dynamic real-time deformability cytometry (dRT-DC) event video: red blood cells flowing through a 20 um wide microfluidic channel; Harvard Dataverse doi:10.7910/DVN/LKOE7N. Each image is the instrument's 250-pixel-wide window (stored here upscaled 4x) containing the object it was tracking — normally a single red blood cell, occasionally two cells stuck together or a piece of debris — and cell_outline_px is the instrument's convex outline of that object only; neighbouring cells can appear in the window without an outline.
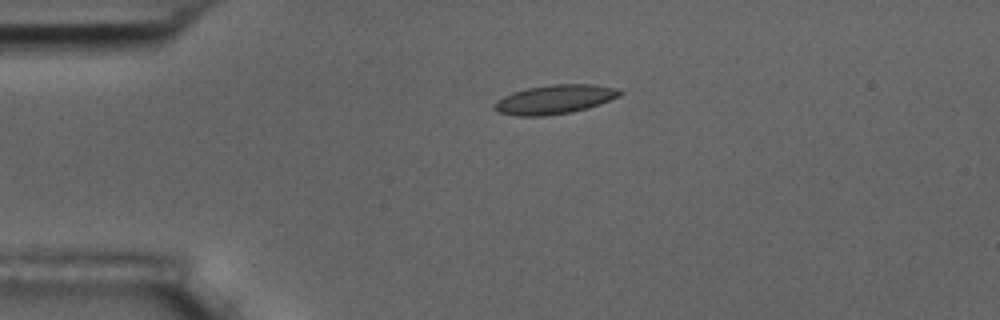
{"species": "common noctule bat (a hibernating species)", "species_latin": "Nyctalus noctula", "temperature_condition": "room temperature", "stored_images_in_passage": 3, "camera_frame_rate_fps": 3000, "um_per_image_px": 0.085, "animal": {"sex": "male", "body_mass_g": 17.5, "forearm_length_mm": 52.3}, "frame": {"image": 1, "passage_image": 1, "time_ms": 0.0, "image_size_px": [1000, 320], "cell_outline_px": [[624, 92], [620, 96], [600, 104], [588, 108], [572, 112], [544, 116], [516, 116], [496, 112], [492, 108], [492, 104], [496, 100], [512, 92], [528, 88], [552, 84], [592, 84], [620, 88]], "centroid_in_image_um": [47.14, 8.45], "position_along_channel_um": 37.9, "area_um2": 21.62}}
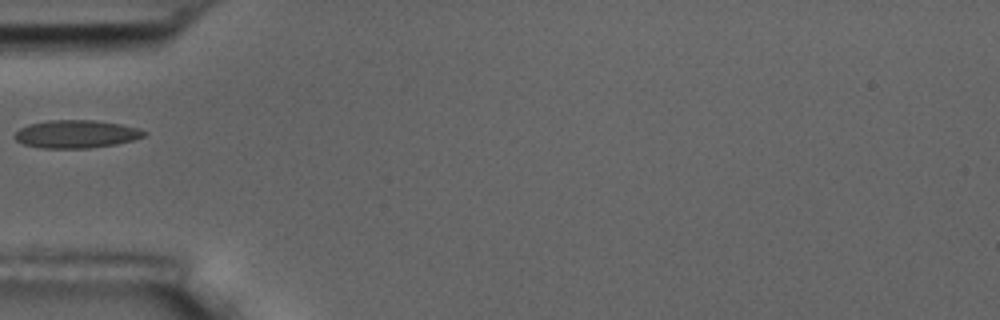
{"frame": {"image": 2, "passage_image": 3, "time_ms": 2.0, "image_size_px": [1000, 320], "cell_outline_px": [[148, 132], [144, 136], [132, 140], [116, 144], [88, 148], [40, 148], [24, 144], [16, 140], [12, 136], [20, 128], [28, 124], [48, 120], [92, 120], [120, 124], [140, 128]], "centroid_in_image_um": [6.46, 11.39], "position_along_channel_um": 78.5, "area_um2": 21.1}}